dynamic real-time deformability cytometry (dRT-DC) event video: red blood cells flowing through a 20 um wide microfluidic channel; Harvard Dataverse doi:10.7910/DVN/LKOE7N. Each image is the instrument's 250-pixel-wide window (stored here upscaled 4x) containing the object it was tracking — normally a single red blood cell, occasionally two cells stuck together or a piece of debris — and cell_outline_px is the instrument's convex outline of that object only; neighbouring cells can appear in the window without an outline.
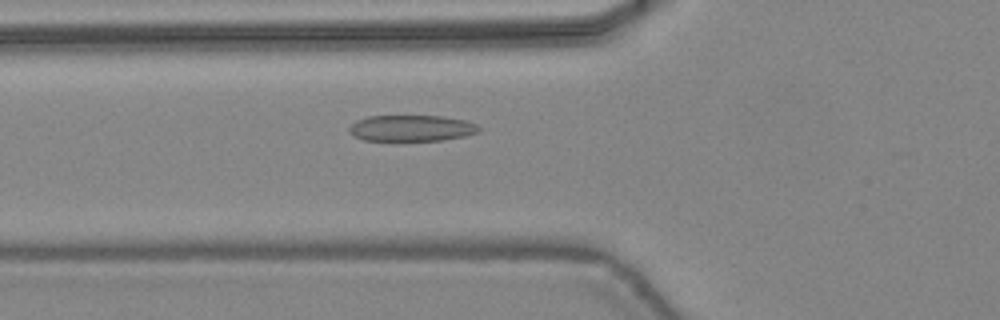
{"species": "common noctule bat (a hibernating species)", "species_latin": "Nyctalus noctula", "temperature_condition": "warm", "stored_images_in_passage": 47, "camera_frame_rate_fps": 3000, "um_per_image_px": 0.085, "animal": {"sex": "female", "body_mass_g": 24.6, "forearm_length_mm": 56.2}, "frame": {"image": 1, "passage_image": 18, "time_ms": 5.667, "image_size_px": [1000, 320], "cell_outline_px": [[480, 132], [464, 136], [444, 140], [364, 140], [348, 132], [348, 128], [356, 120], [368, 116], [444, 116], [464, 120], [476, 124], [480, 128]], "centroid_in_image_um": [34.99, 10.89], "position_along_channel_um": 90.8, "area_um2": 19.71}}
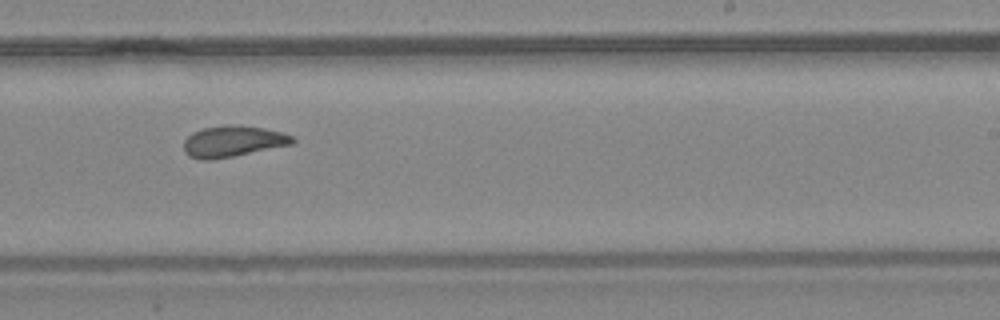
{"frame": {"image": 2, "passage_image": 30, "time_ms": 9.667, "image_size_px": [1000, 320], "cell_outline_px": [[296, 140], [292, 144], [212, 160], [200, 160], [188, 156], [184, 152], [184, 140], [192, 132], [204, 128], [232, 124], [240, 124], [264, 128], [280, 132], [292, 136]], "centroid_in_image_um": [19.76, 12.01], "position_along_channel_um": 269.2, "area_um2": 19.71}}
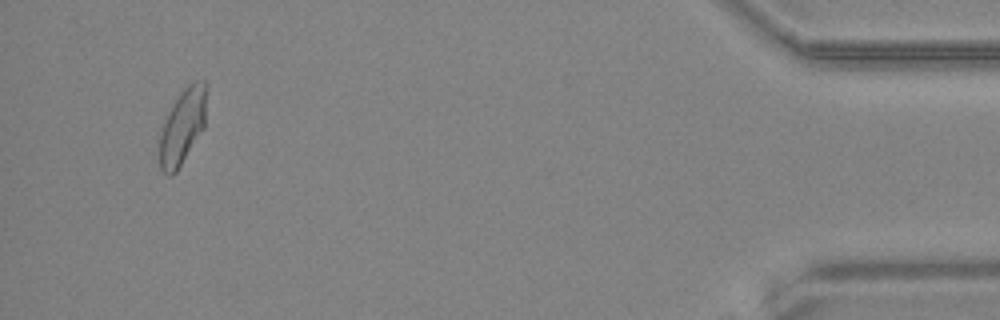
{"frame": {"image": 3, "passage_image": 45, "time_ms": 14.667, "image_size_px": [1000, 320], "cell_outline_px": [[208, 88], [204, 128], [176, 172], [172, 176], [168, 176], [160, 168], [160, 132], [168, 112], [172, 104], [180, 92], [188, 84], [196, 80], [204, 80], [208, 84]], "centroid_in_image_um": [15.55, 10.69], "position_along_channel_um": 419.7, "area_um2": 20.87}, "authors_computed_cell_mechanics": {"area_um2": 20.4612, "velocity_mm_per_s": 4.4477, "shape_relaxation_time_tau1_ms": 3.7359, "shape_relaxation_time_tau2_ms": 0.967, "deformation_change_tau1": 0.1312, "deformation_change_tau2": 0.0827}}